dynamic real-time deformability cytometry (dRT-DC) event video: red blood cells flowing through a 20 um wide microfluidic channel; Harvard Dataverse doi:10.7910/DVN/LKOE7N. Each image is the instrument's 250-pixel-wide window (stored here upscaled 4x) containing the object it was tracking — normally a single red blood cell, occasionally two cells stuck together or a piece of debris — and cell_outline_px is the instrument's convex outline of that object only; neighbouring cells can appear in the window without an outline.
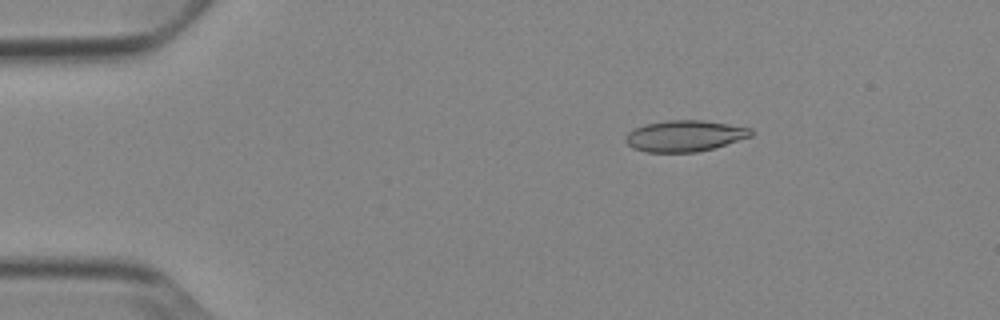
{"species": "Egyptian fruit bat (a non-hibernating species)", "species_latin": "Rousettus aegyptiacus", "temperature_condition": "cold", "stored_images_in_passage": 45, "camera_frame_rate_fps": 3000, "um_per_image_px": 0.085, "animal": {"sex": "female"}, "frame": {"image": 1, "passage_image": 2, "time_ms": 0.333, "image_size_px": [1000, 320], "cell_outline_px": [[752, 136], [712, 148], [696, 152], [644, 152], [632, 148], [624, 140], [628, 132], [644, 124], [668, 120], [704, 120], [752, 128]], "centroid_in_image_um": [58.17, 11.55], "position_along_channel_um": 26.8, "area_um2": 22.72}}
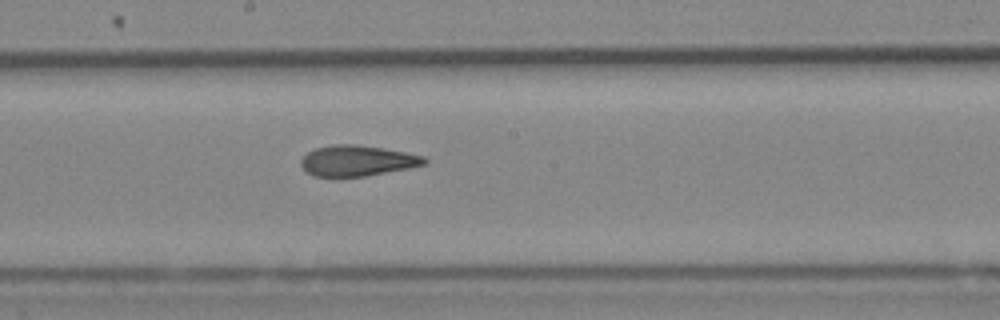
{"frame": {"image": 2, "passage_image": 22, "time_ms": 7.0, "image_size_px": [1000, 320], "cell_outline_px": [[428, 164], [408, 168], [364, 176], [336, 180], [312, 176], [300, 164], [300, 160], [308, 152], [316, 148], [336, 144], [356, 144], [404, 152], [424, 156], [428, 160]], "centroid_in_image_um": [30.32, 13.7], "position_along_channel_um": 217.9, "area_um2": 22.54}}
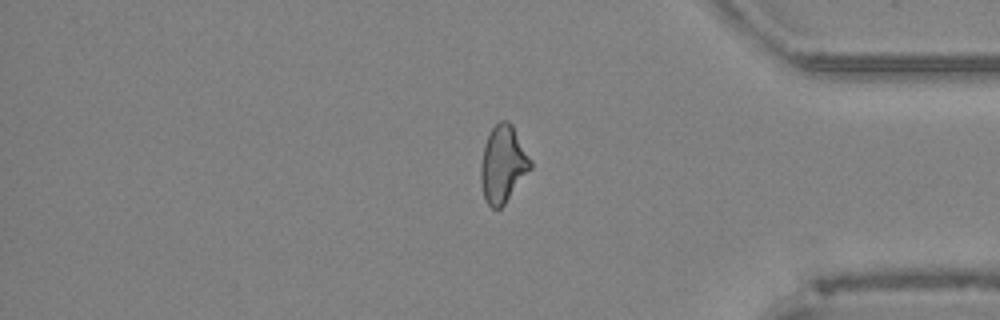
{"frame": {"image": 3, "passage_image": 37, "time_ms": 12.0, "image_size_px": [1000, 320], "cell_outline_px": [[532, 168], [504, 204], [500, 208], [492, 208], [484, 200], [480, 180], [480, 164], [484, 144], [492, 128], [500, 120], [508, 120], [512, 124], [532, 160]], "centroid_in_image_um": [42.75, 13.95], "position_along_channel_um": 392.5, "area_um2": 22.43}, "authors_computed_cell_mechanics": {"area_um2": 22.5998, "velocity_mm_per_s": 3.8876, "shape_relaxation_time_tau1_ms": 9.8859, "shape_relaxation_time_tau2_ms": 3.2499, "deformation_change_tau1": 0.2252, "deformation_change_tau2": 0.1144}}